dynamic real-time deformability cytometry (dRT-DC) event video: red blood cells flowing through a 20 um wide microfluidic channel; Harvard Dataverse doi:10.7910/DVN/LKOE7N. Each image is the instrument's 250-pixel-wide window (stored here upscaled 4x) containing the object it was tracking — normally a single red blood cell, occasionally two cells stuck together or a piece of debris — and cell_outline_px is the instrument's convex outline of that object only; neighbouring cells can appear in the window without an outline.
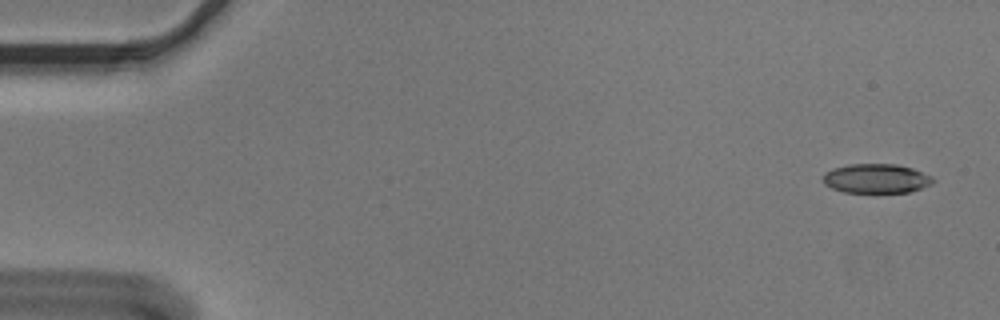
{"species": "Egyptian fruit bat (a non-hibernating species)", "species_latin": "Rousettus aegyptiacus", "temperature_condition": "cold", "stored_images_in_passage": 6, "segment_of_instrument_passage": [1, 2], "camera_frame_rate_fps": 3000, "um_per_image_px": 0.085, "animal": {"sex": "male"}, "frame": {"image": 1, "passage_image": 1, "time_ms": 0.0, "image_size_px": [1000, 320], "cell_outline_px": [[936, 180], [932, 184], [908, 192], [844, 192], [832, 188], [824, 184], [824, 172], [832, 168], [848, 164], [896, 164], [912, 168], [932, 176]], "centroid_in_image_um": [74.48, 15.16], "position_along_channel_um": 10.5, "area_um2": 18.79}}
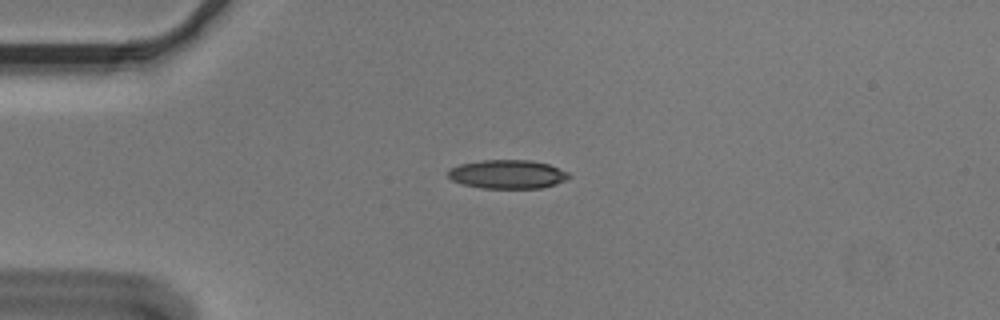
{"frame": {"image": 2, "passage_image": 4, "time_ms": 1.0, "image_size_px": [1000, 320], "cell_outline_px": [[572, 176], [556, 184], [540, 188], [480, 188], [460, 184], [452, 180], [448, 176], [448, 168], [460, 164], [480, 160], [532, 160], [548, 164], [568, 172]], "centroid_in_image_um": [43.1, 14.81], "position_along_channel_um": 41.9, "area_um2": 20.4}}